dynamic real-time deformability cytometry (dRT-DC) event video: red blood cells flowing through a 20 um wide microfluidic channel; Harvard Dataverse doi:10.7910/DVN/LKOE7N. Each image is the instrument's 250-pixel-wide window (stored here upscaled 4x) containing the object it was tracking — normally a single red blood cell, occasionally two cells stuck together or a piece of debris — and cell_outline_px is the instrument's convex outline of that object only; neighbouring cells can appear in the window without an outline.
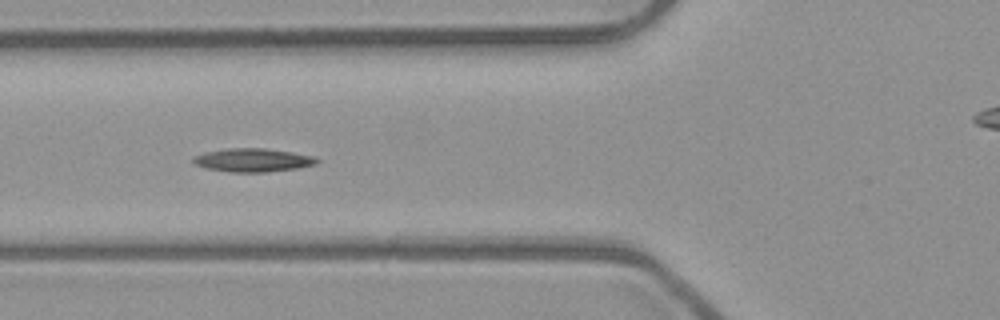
{"species": "common noctule bat (a hibernating species)", "species_latin": "Nyctalus noctula", "temperature_condition": "room temperature", "stored_images_in_passage": 8, "segment_of_instrument_passage": [1, 2], "camera_frame_rate_fps": 3000, "um_per_image_px": 0.085, "animal": {"sex": "male", "body_mass_g": 23.1, "forearm_length_mm": 52.7}, "frame": {"image": 1, "passage_image": 6, "time_ms": 1.667, "image_size_px": [1000, 320], "cell_outline_px": [[320, 160], [316, 164], [300, 168], [268, 172], [232, 172], [204, 168], [196, 164], [192, 160], [192, 156], [204, 152], [228, 148], [264, 148], [292, 152], [312, 156]], "centroid_in_image_um": [21.48, 13.61], "position_along_channel_um": 104.3, "area_um2": 16.99}}
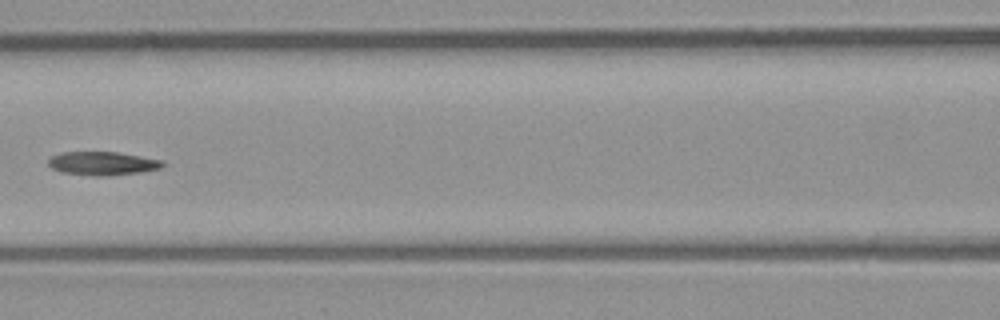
{"frame": {"image": 2, "passage_image": 7, "time_ms": 2.0, "image_size_px": [1000, 320], "cell_outline_px": [[168, 164], [160, 168], [140, 172], [100, 176], [92, 176], [60, 172], [52, 168], [48, 164], [48, 160], [52, 156], [60, 152], [116, 152], [164, 160]], "centroid_in_image_um": [8.72, 13.89], "position_along_channel_um": 157.9, "area_um2": 15.72}}